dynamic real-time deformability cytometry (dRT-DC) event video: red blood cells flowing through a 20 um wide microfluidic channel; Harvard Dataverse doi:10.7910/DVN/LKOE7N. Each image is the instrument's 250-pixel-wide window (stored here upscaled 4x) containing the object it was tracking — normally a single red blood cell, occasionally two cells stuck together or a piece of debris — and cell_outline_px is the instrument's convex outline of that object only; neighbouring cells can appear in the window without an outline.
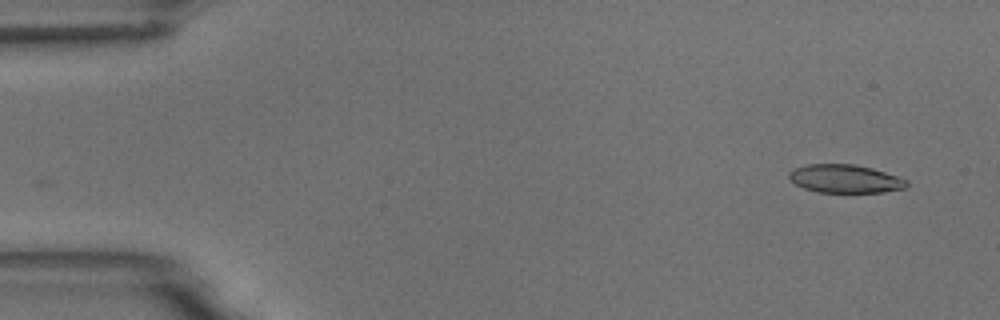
{"species": "common noctule bat (a hibernating species)", "species_latin": "Nyctalus noctula", "temperature_condition": "room temperature", "stored_images_in_passage": 3, "camera_frame_rate_fps": 3000, "um_per_image_px": 0.085, "animal": {"sex": "male", "body_mass_g": 18.8}, "frame": {"image": 1, "passage_image": 1, "time_ms": 0.0, "image_size_px": [1000, 320], "cell_outline_px": [[908, 184], [904, 188], [884, 192], [816, 192], [804, 188], [796, 184], [788, 176], [788, 172], [792, 168], [808, 164], [852, 164], [872, 168], [908, 180]], "centroid_in_image_um": [71.8, 15.19], "position_along_channel_um": 13.2, "area_um2": 19.31}}